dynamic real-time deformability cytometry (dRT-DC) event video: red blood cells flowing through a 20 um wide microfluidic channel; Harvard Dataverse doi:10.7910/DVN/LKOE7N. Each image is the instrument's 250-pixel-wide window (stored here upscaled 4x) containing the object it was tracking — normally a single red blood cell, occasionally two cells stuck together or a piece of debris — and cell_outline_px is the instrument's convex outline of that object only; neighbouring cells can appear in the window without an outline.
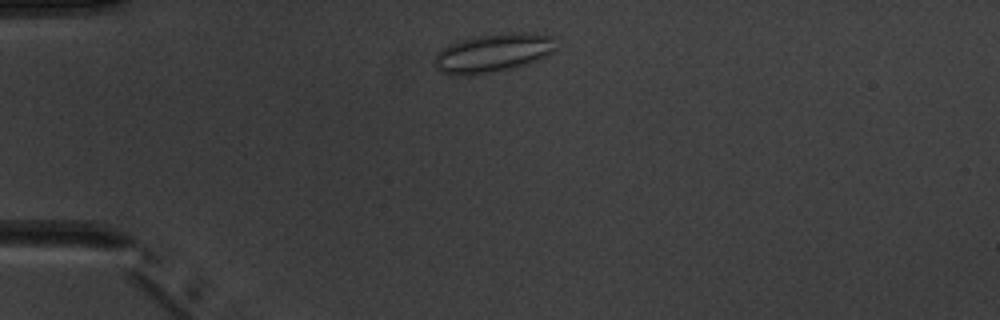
{"species": "common noctule bat (a hibernating species)", "species_latin": "Nyctalus noctula", "temperature_condition": "warm", "stored_images_in_passage": 6, "camera_frame_rate_fps": 3000, "um_per_image_px": 0.085, "animal": {"sex": "male", "body_mass_g": 20.1, "forearm_length_mm": 53.5}, "frame": {"image": 1, "passage_image": 2, "time_ms": 1.0, "image_size_px": [1000, 320], "cell_outline_px": [[556, 48], [548, 56], [528, 64], [512, 68], [492, 72], [468, 76], [452, 76], [440, 72], [432, 64], [432, 60], [436, 52], [440, 48], [448, 44], [460, 40], [480, 36], [512, 32], [524, 32], [552, 36]], "centroid_in_image_um": [41.83, 4.53], "position_along_channel_um": 43.2, "area_um2": 27.8}}
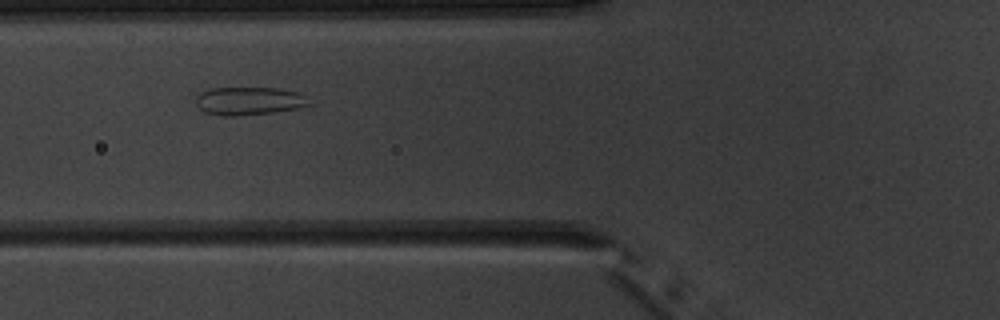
{"frame": {"image": 2, "passage_image": 4, "time_ms": 3.333, "image_size_px": [1000, 320], "cell_outline_px": [[308, 104], [296, 108], [272, 112], [240, 116], [220, 116], [204, 112], [196, 104], [196, 96], [212, 88], [280, 88], [300, 92], [304, 96]], "centroid_in_image_um": [21.12, 8.58], "position_along_channel_um": 104.7, "area_um2": 18.32}}
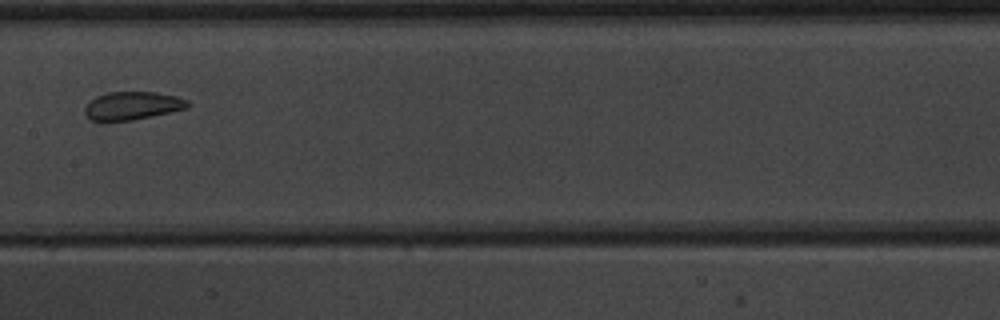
{"frame": {"image": 3, "passage_image": 6, "time_ms": 5.667, "image_size_px": [1000, 320], "cell_outline_px": [[192, 104], [188, 108], [152, 116], [132, 120], [92, 120], [84, 112], [84, 108], [96, 96], [108, 92], [156, 92], [176, 96], [188, 100]], "centroid_in_image_um": [11.31, 8.97], "position_along_channel_um": 196.1, "area_um2": 16.7}}